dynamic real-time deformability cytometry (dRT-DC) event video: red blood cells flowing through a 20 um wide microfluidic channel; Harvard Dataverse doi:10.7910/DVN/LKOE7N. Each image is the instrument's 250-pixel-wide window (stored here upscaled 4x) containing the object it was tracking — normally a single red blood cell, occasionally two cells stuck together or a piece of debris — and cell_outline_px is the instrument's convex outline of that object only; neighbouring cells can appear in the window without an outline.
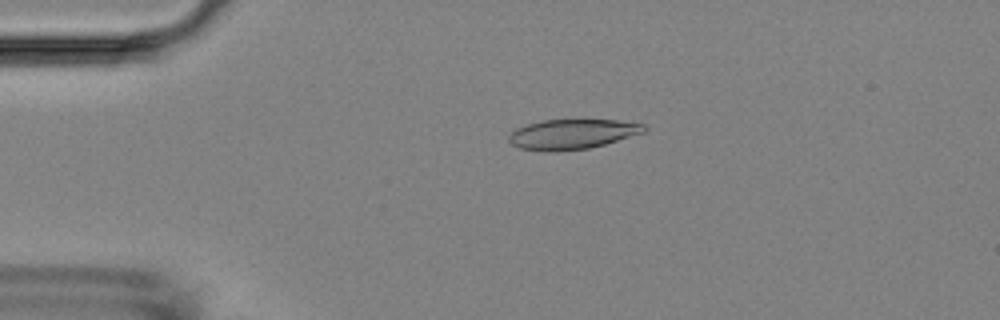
{"species": "Egyptian fruit bat (a non-hibernating species)", "species_latin": "Rousettus aegyptiacus", "temperature_condition": "room temperature", "stored_images_in_passage": 48, "camera_frame_rate_fps": 3000, "um_per_image_px": 0.085, "animal": {"sex": "female"}, "frame": {"image": 1, "passage_image": 6, "time_ms": 1.667, "image_size_px": [1000, 320], "cell_outline_px": [[648, 128], [644, 132], [604, 144], [588, 148], [556, 152], [544, 152], [520, 148], [512, 144], [508, 140], [508, 136], [516, 128], [540, 120], [616, 120], [644, 124]], "centroid_in_image_um": [48.6, 11.41], "position_along_channel_um": 36.4, "area_um2": 23.58}}
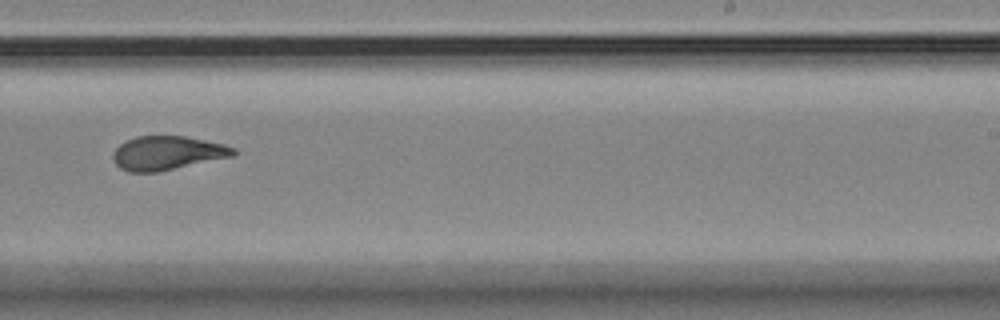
{"frame": {"image": 2, "passage_image": 28, "time_ms": 9.0, "image_size_px": [1000, 320], "cell_outline_px": [[236, 152], [232, 156], [156, 172], [128, 172], [120, 168], [112, 160], [112, 156], [116, 148], [120, 144], [136, 136], [184, 136], [224, 144], [236, 148]], "centroid_in_image_um": [14.19, 13.0], "position_along_channel_um": 274.8, "area_um2": 23.52}}
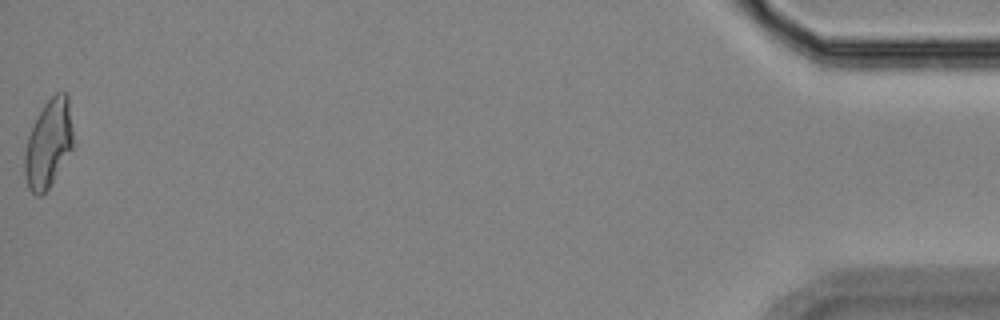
{"frame": {"image": 3, "passage_image": 48, "time_ms": 15.667, "image_size_px": [1000, 320], "cell_outline_px": [[72, 148], [48, 188], [40, 196], [36, 196], [28, 188], [24, 172], [24, 156], [28, 136], [44, 104], [56, 92], [68, 92], [72, 132]], "centroid_in_image_um": [4.11, 12.2], "position_along_channel_um": 431.1, "area_um2": 24.39}, "authors_computed_cell_mechanics": {"area_um2": 23.987, "velocity_mm_per_s": 3.74, "shape_relaxation_time_tau1_ms": null, "shape_relaxation_time_tau2_ms": 1.8394, "deformation_change_tau1": null, "deformation_change_tau2": 0.0863}}